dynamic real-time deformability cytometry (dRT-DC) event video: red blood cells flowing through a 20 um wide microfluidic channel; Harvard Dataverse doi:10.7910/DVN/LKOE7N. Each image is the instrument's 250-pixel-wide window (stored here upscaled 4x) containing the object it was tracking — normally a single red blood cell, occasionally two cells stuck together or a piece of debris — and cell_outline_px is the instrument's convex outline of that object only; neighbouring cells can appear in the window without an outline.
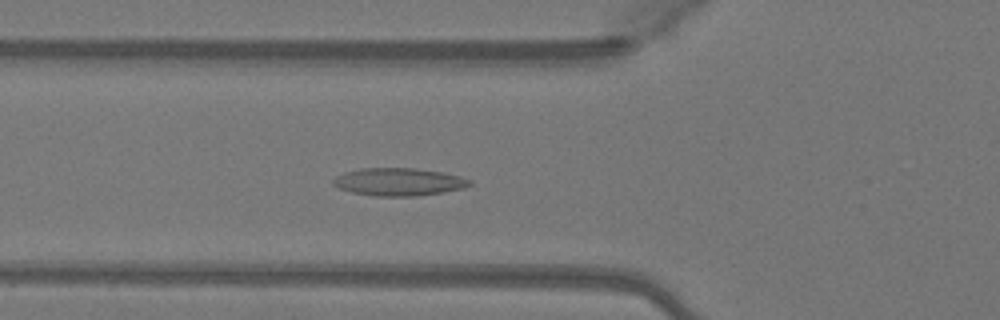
{"species": "Egyptian fruit bat (a non-hibernating species)", "species_latin": "Rousettus aegyptiacus", "temperature_condition": "warm", "stored_images_in_passage": 35, "camera_frame_rate_fps": 3000, "um_per_image_px": 0.085, "animal": {"sex": "female"}, "frame": {"image": 1, "passage_image": 12, "time_ms": 3.667, "image_size_px": [1000, 320], "cell_outline_px": [[472, 184], [464, 188], [444, 192], [416, 196], [376, 196], [352, 192], [340, 188], [332, 184], [332, 180], [336, 176], [344, 172], [360, 168], [412, 168], [440, 172], [460, 176], [472, 180]], "centroid_in_image_um": [33.89, 15.46], "position_along_channel_um": 91.9, "area_um2": 22.02}}
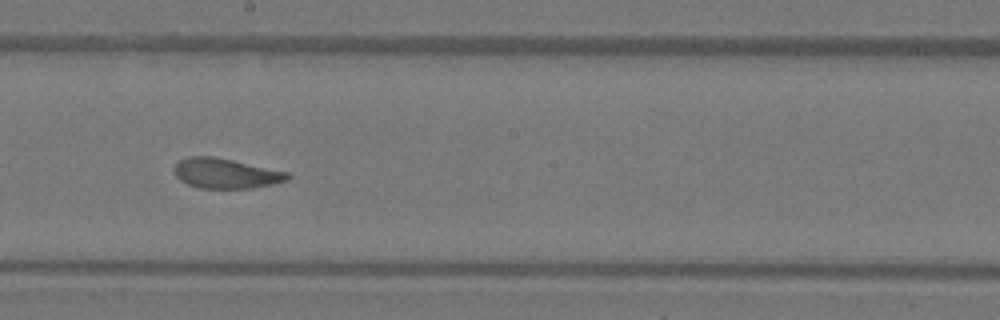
{"frame": {"image": 2, "passage_image": 22, "time_ms": 7.0, "image_size_px": [1000, 320], "cell_outline_px": [[292, 176], [288, 180], [272, 184], [252, 188], [200, 188], [188, 184], [180, 180], [176, 176], [172, 168], [180, 160], [188, 156], [212, 156], [232, 160], [288, 172]], "centroid_in_image_um": [19.18, 14.74], "position_along_channel_um": 229.0, "area_um2": 19.77}}
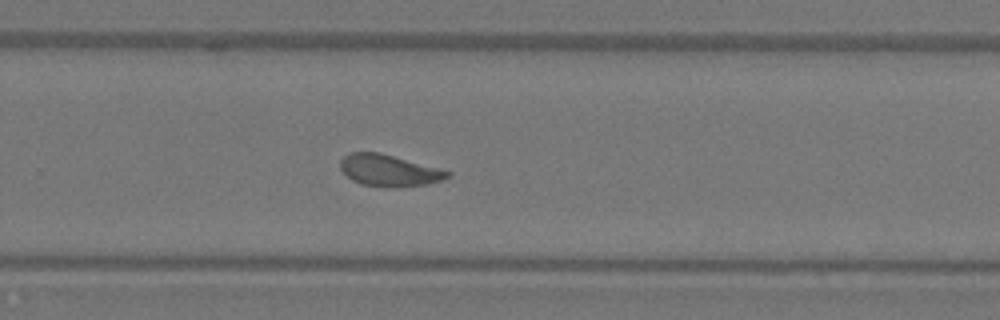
{"frame": {"image": 3, "passage_image": 27, "time_ms": 8.667, "image_size_px": [1000, 320], "cell_outline_px": [[452, 176], [428, 184], [396, 188], [384, 188], [364, 184], [352, 180], [340, 168], [340, 160], [348, 152], [380, 152], [452, 172]], "centroid_in_image_um": [33.07, 14.49], "position_along_channel_um": 296.7, "area_um2": 19.83}, "authors_computed_cell_mechanics": {"area_um2": 20.23, "velocity_mm_per_s": 4.1019, "shape_relaxation_time_tau1_ms": null, "shape_relaxation_time_tau2_ms": 1.9477, "deformation_change_tau1": null, "deformation_change_tau2": 0.0798}}